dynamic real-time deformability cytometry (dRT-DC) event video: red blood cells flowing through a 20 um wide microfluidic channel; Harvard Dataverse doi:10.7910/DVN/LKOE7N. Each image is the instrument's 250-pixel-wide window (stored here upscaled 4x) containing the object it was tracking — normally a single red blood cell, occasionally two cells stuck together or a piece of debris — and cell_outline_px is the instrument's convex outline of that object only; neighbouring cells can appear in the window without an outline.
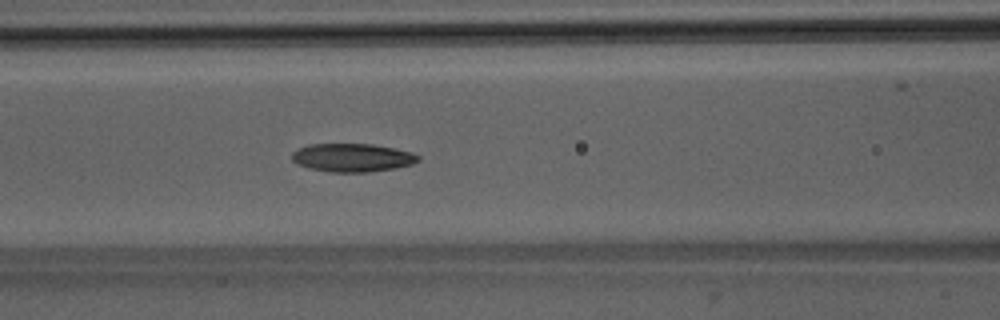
{"species": "Egyptian fruit bat (a non-hibernating species)", "species_latin": "Rousettus aegyptiacus", "temperature_condition": "room temperature", "stored_images_in_passage": 41, "camera_frame_rate_fps": 3000, "um_per_image_px": 0.085, "animal": {"sex": "male"}, "frame": {"image": 1, "passage_image": 23, "time_ms": 7.333, "image_size_px": [1000, 320], "cell_outline_px": [[420, 160], [412, 164], [396, 168], [368, 172], [332, 172], [308, 168], [296, 164], [292, 160], [292, 152], [308, 144], [372, 144], [396, 148], [412, 152], [420, 156]], "centroid_in_image_um": [29.96, 13.4], "position_along_channel_um": 136.6, "area_um2": 20.98}}
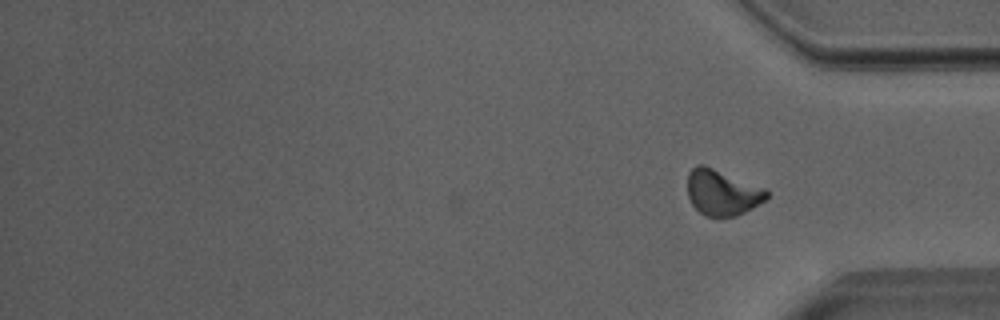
{"frame": {"image": 2, "passage_image": 41, "time_ms": 13.333, "image_size_px": [1000, 320], "cell_outline_px": [[768, 196], [764, 200], [752, 208], [736, 216], [716, 220], [704, 216], [692, 204], [688, 196], [688, 172], [696, 164], [704, 164], [768, 188]], "centroid_in_image_um": [61.39, 16.38], "position_along_channel_um": 373.8, "area_um2": 21.73}, "authors_computed_cell_mechanics": {"area_um2": 21.5594, "velocity_mm_per_s": 3.9951, "shape_relaxation_time_tau1_ms": 11.0, "shape_relaxation_time_tau2_ms": 4.9683, "deformation_change_tau1": 0.2342, "deformation_change_tau2": 0.1141}}